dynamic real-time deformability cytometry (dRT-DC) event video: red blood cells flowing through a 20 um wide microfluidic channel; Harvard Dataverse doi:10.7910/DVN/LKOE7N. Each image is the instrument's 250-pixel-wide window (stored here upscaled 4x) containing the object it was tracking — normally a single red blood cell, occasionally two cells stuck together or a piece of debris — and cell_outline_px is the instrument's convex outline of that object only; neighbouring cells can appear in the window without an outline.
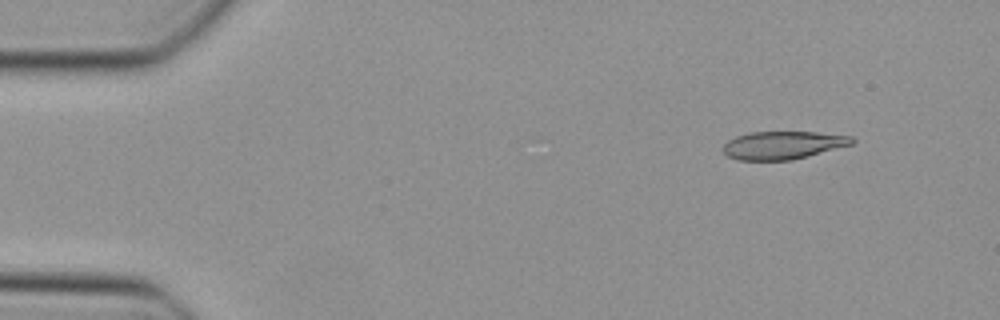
{"species": "Egyptian fruit bat (a non-hibernating species)", "species_latin": "Rousettus aegyptiacus", "temperature_condition": "cold", "stored_images_in_passage": 48, "camera_frame_rate_fps": 3000, "um_per_image_px": 0.085, "animal": {"sex": "female"}, "frame": {"image": 1, "passage_image": 5, "time_ms": 1.333, "image_size_px": [1000, 320], "cell_outline_px": [[856, 140], [852, 144], [792, 160], [736, 160], [728, 156], [720, 148], [728, 140], [736, 136], [752, 132], [816, 132], [852, 136]], "centroid_in_image_um": [66.52, 12.34], "position_along_channel_um": 18.5, "area_um2": 20.98}}
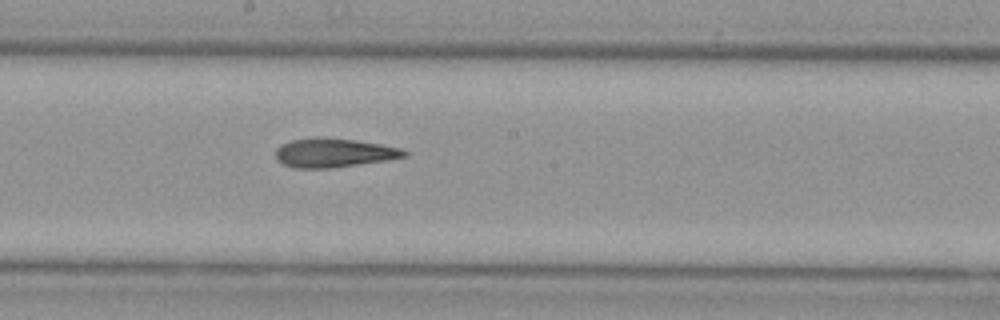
{"frame": {"image": 2, "passage_image": 26, "time_ms": 8.333, "image_size_px": [1000, 320], "cell_outline_px": [[408, 156], [388, 160], [332, 168], [296, 168], [284, 164], [276, 160], [276, 148], [280, 144], [292, 140], [316, 136], [320, 136], [356, 140], [380, 144], [400, 148], [408, 152]], "centroid_in_image_um": [28.36, 12.98], "position_along_channel_um": 219.8, "area_um2": 21.96}}
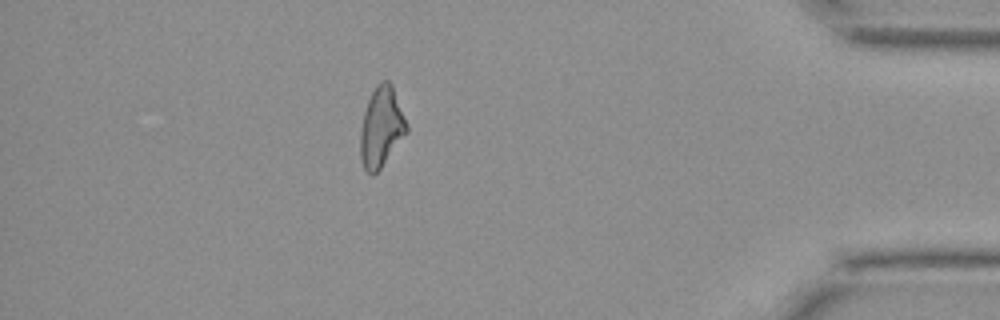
{"frame": {"image": 3, "passage_image": 42, "time_ms": 13.667, "image_size_px": [1000, 320], "cell_outline_px": [[408, 132], [380, 168], [372, 176], [364, 168], [360, 156], [360, 128], [364, 112], [368, 100], [376, 84], [380, 80], [388, 80], [392, 84], [408, 124]], "centroid_in_image_um": [32.41, 10.78], "position_along_channel_um": 402.8, "area_um2": 21.68}}